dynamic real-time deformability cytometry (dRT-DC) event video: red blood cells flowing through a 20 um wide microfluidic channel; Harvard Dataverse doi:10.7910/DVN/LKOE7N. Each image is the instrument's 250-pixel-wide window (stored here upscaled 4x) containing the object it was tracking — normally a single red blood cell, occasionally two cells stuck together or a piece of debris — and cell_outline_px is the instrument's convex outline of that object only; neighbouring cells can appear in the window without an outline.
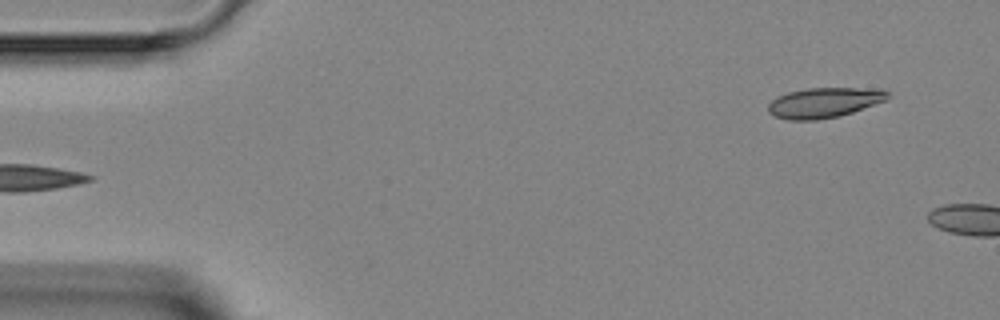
{"species": "Egyptian fruit bat (a non-hibernating species)", "species_latin": "Rousettus aegyptiacus", "temperature_condition": "room temperature", "stored_images_in_passage": 4, "camera_frame_rate_fps": 3000, "um_per_image_px": 0.085, "animal": {"sex": "female"}, "frame": {"image": 1, "passage_image": 4, "time_ms": 3.667, "image_size_px": [1000, 320], "cell_outline_px": [[888, 100], [852, 112], [836, 116], [816, 120], [788, 120], [776, 116], [768, 112], [768, 104], [776, 96], [788, 92], [808, 88], [884, 88], [888, 92]], "centroid_in_image_um": [70.07, 8.71], "position_along_channel_um": 14.9, "area_um2": 21.04}}